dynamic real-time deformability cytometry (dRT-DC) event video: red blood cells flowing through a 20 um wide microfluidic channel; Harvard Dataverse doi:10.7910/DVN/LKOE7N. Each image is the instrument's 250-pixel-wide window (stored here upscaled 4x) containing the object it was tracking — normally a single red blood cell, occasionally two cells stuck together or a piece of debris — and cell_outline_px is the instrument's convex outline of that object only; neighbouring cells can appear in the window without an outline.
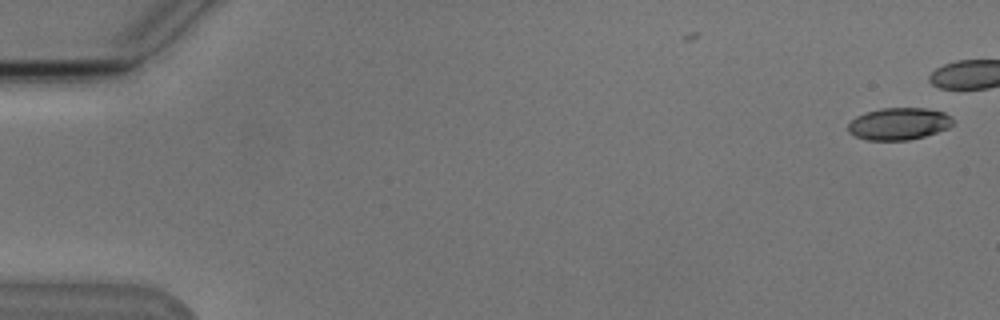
{"species": "Egyptian fruit bat (a non-hibernating species)", "species_latin": "Rousettus aegyptiacus", "temperature_condition": "cold", "stored_images_in_passage": 43, "camera_frame_rate_fps": 3000, "um_per_image_px": 0.085, "animal": {"sex": "male"}, "frame": {"image": 1, "passage_image": 1, "time_ms": 0.0, "image_size_px": [1000, 320], "cell_outline_px": [[952, 124], [948, 128], [924, 136], [908, 140], [868, 140], [856, 136], [848, 132], [848, 124], [856, 116], [868, 112], [884, 108], [924, 108], [944, 112], [952, 116]], "centroid_in_image_um": [76.41, 10.52], "position_along_channel_um": 8.6, "area_um2": 19.42}}
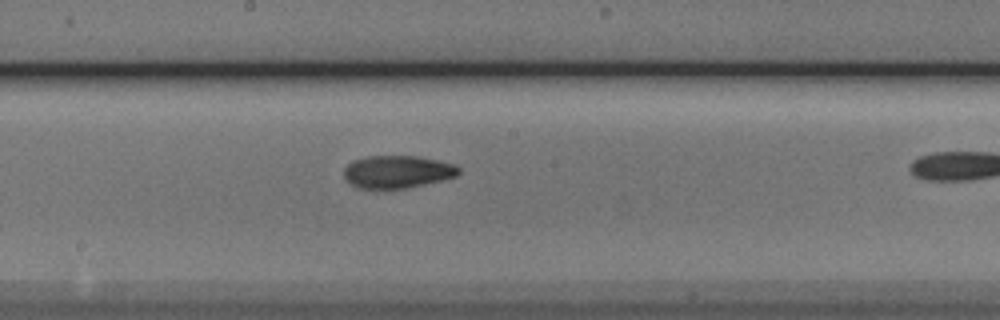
{"frame": {"image": 2, "passage_image": 29, "time_ms": 9.333, "image_size_px": [1000, 320], "cell_outline_px": [[460, 172], [456, 176], [440, 180], [404, 188], [360, 188], [352, 184], [344, 176], [344, 168], [348, 164], [364, 156], [416, 156], [456, 164], [460, 168]], "centroid_in_image_um": [33.78, 14.58], "position_along_channel_um": 214.4, "area_um2": 21.44}}
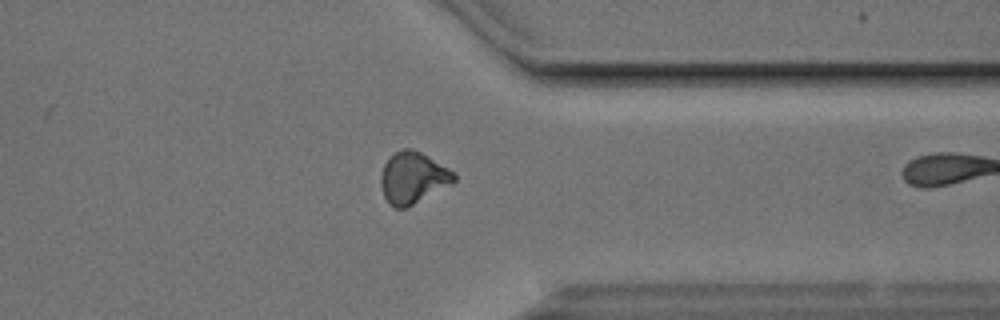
{"frame": {"image": 3, "passage_image": 42, "time_ms": 13.667, "image_size_px": [1000, 320], "cell_outline_px": [[456, 180], [412, 204], [404, 208], [392, 208], [388, 204], [384, 196], [380, 184], [380, 176], [384, 164], [396, 152], [404, 148], [408, 148], [420, 152], [456, 172]], "centroid_in_image_um": [35.06, 15.11], "position_along_channel_um": 376.3, "area_um2": 21.5}}